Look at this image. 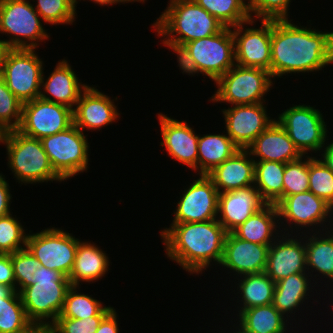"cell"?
I'll use <instances>...</instances> for the list:
<instances>
[{"label": "cell", "instance_id": "obj_1", "mask_svg": "<svg viewBox=\"0 0 333 333\" xmlns=\"http://www.w3.org/2000/svg\"><path fill=\"white\" fill-rule=\"evenodd\" d=\"M291 20H271L270 73L316 72L333 63V32L297 26Z\"/></svg>", "mask_w": 333, "mask_h": 333}, {"label": "cell", "instance_id": "obj_2", "mask_svg": "<svg viewBox=\"0 0 333 333\" xmlns=\"http://www.w3.org/2000/svg\"><path fill=\"white\" fill-rule=\"evenodd\" d=\"M217 219L195 223H171L161 230L166 255L183 270L197 274L206 270L212 261L219 264L223 258L227 235Z\"/></svg>", "mask_w": 333, "mask_h": 333}, {"label": "cell", "instance_id": "obj_3", "mask_svg": "<svg viewBox=\"0 0 333 333\" xmlns=\"http://www.w3.org/2000/svg\"><path fill=\"white\" fill-rule=\"evenodd\" d=\"M152 25L157 36L184 45L221 32L225 26L194 0H170Z\"/></svg>", "mask_w": 333, "mask_h": 333}, {"label": "cell", "instance_id": "obj_4", "mask_svg": "<svg viewBox=\"0 0 333 333\" xmlns=\"http://www.w3.org/2000/svg\"><path fill=\"white\" fill-rule=\"evenodd\" d=\"M70 287L69 278L62 273L40 266L33 273L30 286L19 292L29 321L40 326H51L63 309Z\"/></svg>", "mask_w": 333, "mask_h": 333}, {"label": "cell", "instance_id": "obj_5", "mask_svg": "<svg viewBox=\"0 0 333 333\" xmlns=\"http://www.w3.org/2000/svg\"><path fill=\"white\" fill-rule=\"evenodd\" d=\"M8 155V168L21 184L63 181L54 171L40 139L20 131H8L3 143Z\"/></svg>", "mask_w": 333, "mask_h": 333}, {"label": "cell", "instance_id": "obj_6", "mask_svg": "<svg viewBox=\"0 0 333 333\" xmlns=\"http://www.w3.org/2000/svg\"><path fill=\"white\" fill-rule=\"evenodd\" d=\"M271 73L261 68L234 65L215 83L212 102L231 105L265 103L264 96L273 87Z\"/></svg>", "mask_w": 333, "mask_h": 333}, {"label": "cell", "instance_id": "obj_7", "mask_svg": "<svg viewBox=\"0 0 333 333\" xmlns=\"http://www.w3.org/2000/svg\"><path fill=\"white\" fill-rule=\"evenodd\" d=\"M28 0H0V33L12 37L4 40L12 49H35L38 42L50 37L43 20Z\"/></svg>", "mask_w": 333, "mask_h": 333}, {"label": "cell", "instance_id": "obj_8", "mask_svg": "<svg viewBox=\"0 0 333 333\" xmlns=\"http://www.w3.org/2000/svg\"><path fill=\"white\" fill-rule=\"evenodd\" d=\"M87 135L74 124L65 131L40 139L55 173L63 180L87 171Z\"/></svg>", "mask_w": 333, "mask_h": 333}, {"label": "cell", "instance_id": "obj_9", "mask_svg": "<svg viewBox=\"0 0 333 333\" xmlns=\"http://www.w3.org/2000/svg\"><path fill=\"white\" fill-rule=\"evenodd\" d=\"M80 240L69 232L55 227L29 233L26 248L48 269L57 270L69 277L75 262Z\"/></svg>", "mask_w": 333, "mask_h": 333}, {"label": "cell", "instance_id": "obj_10", "mask_svg": "<svg viewBox=\"0 0 333 333\" xmlns=\"http://www.w3.org/2000/svg\"><path fill=\"white\" fill-rule=\"evenodd\" d=\"M276 121L303 155L310 151L320 153L328 140L327 125L321 111L310 105L289 107L278 115Z\"/></svg>", "mask_w": 333, "mask_h": 333}, {"label": "cell", "instance_id": "obj_11", "mask_svg": "<svg viewBox=\"0 0 333 333\" xmlns=\"http://www.w3.org/2000/svg\"><path fill=\"white\" fill-rule=\"evenodd\" d=\"M35 52V49H12L1 75L23 104L40 97L44 62Z\"/></svg>", "mask_w": 333, "mask_h": 333}, {"label": "cell", "instance_id": "obj_12", "mask_svg": "<svg viewBox=\"0 0 333 333\" xmlns=\"http://www.w3.org/2000/svg\"><path fill=\"white\" fill-rule=\"evenodd\" d=\"M195 60L199 73L216 82L235 63V42L231 27L212 36L184 44Z\"/></svg>", "mask_w": 333, "mask_h": 333}, {"label": "cell", "instance_id": "obj_13", "mask_svg": "<svg viewBox=\"0 0 333 333\" xmlns=\"http://www.w3.org/2000/svg\"><path fill=\"white\" fill-rule=\"evenodd\" d=\"M277 210H278V217L279 222L283 225V221L285 222V225L287 226V223L289 224L290 228L288 227L283 228L281 233L284 231L286 232L288 230H291V228L294 225V230H291L290 232L293 234V231L296 229H299L301 231V228H306L307 231H312L316 233L320 232L322 228L321 225L325 224L327 221L330 224L331 218V208L332 206L328 204L324 199L317 197L315 194H313L311 191H306L303 193L293 194L290 196L283 197L277 204H276ZM328 217L330 219H328ZM283 220V221H282ZM326 222V223H325ZM291 223V225H290ZM315 228L317 226V228ZM298 227V228H297ZM311 228V229H310ZM314 229V230H313ZM318 230V231H317Z\"/></svg>", "mask_w": 333, "mask_h": 333}, {"label": "cell", "instance_id": "obj_14", "mask_svg": "<svg viewBox=\"0 0 333 333\" xmlns=\"http://www.w3.org/2000/svg\"><path fill=\"white\" fill-rule=\"evenodd\" d=\"M73 125V109L39 98L22 106V119L18 131L41 139L65 131Z\"/></svg>", "mask_w": 333, "mask_h": 333}, {"label": "cell", "instance_id": "obj_15", "mask_svg": "<svg viewBox=\"0 0 333 333\" xmlns=\"http://www.w3.org/2000/svg\"><path fill=\"white\" fill-rule=\"evenodd\" d=\"M254 21L252 18L231 27L235 42V63L242 67L261 68L270 72L271 20L262 19L261 28L244 27L246 24L252 25Z\"/></svg>", "mask_w": 333, "mask_h": 333}, {"label": "cell", "instance_id": "obj_16", "mask_svg": "<svg viewBox=\"0 0 333 333\" xmlns=\"http://www.w3.org/2000/svg\"><path fill=\"white\" fill-rule=\"evenodd\" d=\"M218 195L213 181L207 175H199L180 196L172 223H195L217 219Z\"/></svg>", "mask_w": 333, "mask_h": 333}, {"label": "cell", "instance_id": "obj_17", "mask_svg": "<svg viewBox=\"0 0 333 333\" xmlns=\"http://www.w3.org/2000/svg\"><path fill=\"white\" fill-rule=\"evenodd\" d=\"M264 103L233 105L221 109L226 134L240 148L246 149L273 121Z\"/></svg>", "mask_w": 333, "mask_h": 333}, {"label": "cell", "instance_id": "obj_18", "mask_svg": "<svg viewBox=\"0 0 333 333\" xmlns=\"http://www.w3.org/2000/svg\"><path fill=\"white\" fill-rule=\"evenodd\" d=\"M302 241L304 237L296 235L295 238L284 232L270 245L264 272L275 283L289 275L307 272L305 242Z\"/></svg>", "mask_w": 333, "mask_h": 333}, {"label": "cell", "instance_id": "obj_19", "mask_svg": "<svg viewBox=\"0 0 333 333\" xmlns=\"http://www.w3.org/2000/svg\"><path fill=\"white\" fill-rule=\"evenodd\" d=\"M164 146L169 156L198 172V139L186 121H179L158 113Z\"/></svg>", "mask_w": 333, "mask_h": 333}, {"label": "cell", "instance_id": "obj_20", "mask_svg": "<svg viewBox=\"0 0 333 333\" xmlns=\"http://www.w3.org/2000/svg\"><path fill=\"white\" fill-rule=\"evenodd\" d=\"M269 247L239 239L232 232H228L220 265L229 268V273L237 274L238 279L239 275L262 273L266 268Z\"/></svg>", "mask_w": 333, "mask_h": 333}, {"label": "cell", "instance_id": "obj_21", "mask_svg": "<svg viewBox=\"0 0 333 333\" xmlns=\"http://www.w3.org/2000/svg\"><path fill=\"white\" fill-rule=\"evenodd\" d=\"M117 109L108 95L88 86L73 108V124L82 132L85 128L87 131L98 130L118 119Z\"/></svg>", "mask_w": 333, "mask_h": 333}, {"label": "cell", "instance_id": "obj_22", "mask_svg": "<svg viewBox=\"0 0 333 333\" xmlns=\"http://www.w3.org/2000/svg\"><path fill=\"white\" fill-rule=\"evenodd\" d=\"M265 205L254 185L222 192L218 195L217 220L227 232H232Z\"/></svg>", "mask_w": 333, "mask_h": 333}, {"label": "cell", "instance_id": "obj_23", "mask_svg": "<svg viewBox=\"0 0 333 333\" xmlns=\"http://www.w3.org/2000/svg\"><path fill=\"white\" fill-rule=\"evenodd\" d=\"M254 161L292 162L304 155L283 127L273 121L247 148ZM258 157V160H257Z\"/></svg>", "mask_w": 333, "mask_h": 333}, {"label": "cell", "instance_id": "obj_24", "mask_svg": "<svg viewBox=\"0 0 333 333\" xmlns=\"http://www.w3.org/2000/svg\"><path fill=\"white\" fill-rule=\"evenodd\" d=\"M78 79L67 60L58 61L47 79L42 75L41 88H43L40 92V98L73 109L81 93L89 86L80 83Z\"/></svg>", "mask_w": 333, "mask_h": 333}, {"label": "cell", "instance_id": "obj_25", "mask_svg": "<svg viewBox=\"0 0 333 333\" xmlns=\"http://www.w3.org/2000/svg\"><path fill=\"white\" fill-rule=\"evenodd\" d=\"M250 157L246 149H239L207 174L219 193L254 185L255 161Z\"/></svg>", "mask_w": 333, "mask_h": 333}, {"label": "cell", "instance_id": "obj_26", "mask_svg": "<svg viewBox=\"0 0 333 333\" xmlns=\"http://www.w3.org/2000/svg\"><path fill=\"white\" fill-rule=\"evenodd\" d=\"M278 221L279 217L276 205L266 204L244 223L235 228L232 233L239 239L270 246L281 234L279 233L281 225Z\"/></svg>", "mask_w": 333, "mask_h": 333}, {"label": "cell", "instance_id": "obj_27", "mask_svg": "<svg viewBox=\"0 0 333 333\" xmlns=\"http://www.w3.org/2000/svg\"><path fill=\"white\" fill-rule=\"evenodd\" d=\"M109 264L108 256L98 245L80 241L69 281L74 286H79L81 282H96L107 273Z\"/></svg>", "mask_w": 333, "mask_h": 333}, {"label": "cell", "instance_id": "obj_28", "mask_svg": "<svg viewBox=\"0 0 333 333\" xmlns=\"http://www.w3.org/2000/svg\"><path fill=\"white\" fill-rule=\"evenodd\" d=\"M309 277L311 276L308 272H301L289 275L275 283L272 304L284 317L286 315L288 320L291 319L288 314L295 315L296 309L299 310L303 302L305 303V300L308 299L310 289L313 292V288H310L312 279Z\"/></svg>", "mask_w": 333, "mask_h": 333}, {"label": "cell", "instance_id": "obj_29", "mask_svg": "<svg viewBox=\"0 0 333 333\" xmlns=\"http://www.w3.org/2000/svg\"><path fill=\"white\" fill-rule=\"evenodd\" d=\"M303 232L301 233L305 239L306 267L308 273L312 278L313 272H318L319 274L316 273L314 275L315 279L321 274L322 277L329 278L333 282V235L328 230L323 233L325 235L320 234V232L319 234L318 232L317 234H315L316 232H312L313 235H311V232H307L306 234L310 236H306Z\"/></svg>", "mask_w": 333, "mask_h": 333}, {"label": "cell", "instance_id": "obj_30", "mask_svg": "<svg viewBox=\"0 0 333 333\" xmlns=\"http://www.w3.org/2000/svg\"><path fill=\"white\" fill-rule=\"evenodd\" d=\"M240 148L227 134H206L198 139V174L207 175Z\"/></svg>", "mask_w": 333, "mask_h": 333}, {"label": "cell", "instance_id": "obj_31", "mask_svg": "<svg viewBox=\"0 0 333 333\" xmlns=\"http://www.w3.org/2000/svg\"><path fill=\"white\" fill-rule=\"evenodd\" d=\"M238 312L237 327L245 333H286L288 329V319L273 304L238 310Z\"/></svg>", "mask_w": 333, "mask_h": 333}, {"label": "cell", "instance_id": "obj_32", "mask_svg": "<svg viewBox=\"0 0 333 333\" xmlns=\"http://www.w3.org/2000/svg\"><path fill=\"white\" fill-rule=\"evenodd\" d=\"M286 163L255 161L254 187L266 204H277L283 198V174Z\"/></svg>", "mask_w": 333, "mask_h": 333}, {"label": "cell", "instance_id": "obj_33", "mask_svg": "<svg viewBox=\"0 0 333 333\" xmlns=\"http://www.w3.org/2000/svg\"><path fill=\"white\" fill-rule=\"evenodd\" d=\"M239 277L241 279L237 282H240L236 284L239 285L237 287L239 292L236 294H240V304H242V306H237L239 310L273 303L275 282L265 272Z\"/></svg>", "mask_w": 333, "mask_h": 333}, {"label": "cell", "instance_id": "obj_34", "mask_svg": "<svg viewBox=\"0 0 333 333\" xmlns=\"http://www.w3.org/2000/svg\"><path fill=\"white\" fill-rule=\"evenodd\" d=\"M225 27H234L251 19L246 0H194ZM248 1V0H247Z\"/></svg>", "mask_w": 333, "mask_h": 333}, {"label": "cell", "instance_id": "obj_35", "mask_svg": "<svg viewBox=\"0 0 333 333\" xmlns=\"http://www.w3.org/2000/svg\"><path fill=\"white\" fill-rule=\"evenodd\" d=\"M30 324L17 291H14L8 298H1L0 333H17L26 329Z\"/></svg>", "mask_w": 333, "mask_h": 333}, {"label": "cell", "instance_id": "obj_36", "mask_svg": "<svg viewBox=\"0 0 333 333\" xmlns=\"http://www.w3.org/2000/svg\"><path fill=\"white\" fill-rule=\"evenodd\" d=\"M79 287L71 285L64 300L63 309L58 317L83 319L97 316L106 306L91 295L78 293Z\"/></svg>", "mask_w": 333, "mask_h": 333}, {"label": "cell", "instance_id": "obj_37", "mask_svg": "<svg viewBox=\"0 0 333 333\" xmlns=\"http://www.w3.org/2000/svg\"><path fill=\"white\" fill-rule=\"evenodd\" d=\"M34 9L43 22L51 25L71 24L75 21L76 4L72 0H36Z\"/></svg>", "mask_w": 333, "mask_h": 333}, {"label": "cell", "instance_id": "obj_38", "mask_svg": "<svg viewBox=\"0 0 333 333\" xmlns=\"http://www.w3.org/2000/svg\"><path fill=\"white\" fill-rule=\"evenodd\" d=\"M309 191L333 206V172L314 155L309 156Z\"/></svg>", "mask_w": 333, "mask_h": 333}, {"label": "cell", "instance_id": "obj_39", "mask_svg": "<svg viewBox=\"0 0 333 333\" xmlns=\"http://www.w3.org/2000/svg\"><path fill=\"white\" fill-rule=\"evenodd\" d=\"M306 191H309V156L304 155L303 158L285 164L283 197Z\"/></svg>", "mask_w": 333, "mask_h": 333}, {"label": "cell", "instance_id": "obj_40", "mask_svg": "<svg viewBox=\"0 0 333 333\" xmlns=\"http://www.w3.org/2000/svg\"><path fill=\"white\" fill-rule=\"evenodd\" d=\"M12 214L0 217V253L12 254L26 248L27 235L20 221ZM22 244V245H21Z\"/></svg>", "mask_w": 333, "mask_h": 333}, {"label": "cell", "instance_id": "obj_41", "mask_svg": "<svg viewBox=\"0 0 333 333\" xmlns=\"http://www.w3.org/2000/svg\"><path fill=\"white\" fill-rule=\"evenodd\" d=\"M23 103L10 91L0 75V123L8 130H16L22 119Z\"/></svg>", "mask_w": 333, "mask_h": 333}, {"label": "cell", "instance_id": "obj_42", "mask_svg": "<svg viewBox=\"0 0 333 333\" xmlns=\"http://www.w3.org/2000/svg\"><path fill=\"white\" fill-rule=\"evenodd\" d=\"M11 260L16 281V291L19 293L23 288L30 286L31 277L41 266V263L27 248L12 253Z\"/></svg>", "mask_w": 333, "mask_h": 333}, {"label": "cell", "instance_id": "obj_43", "mask_svg": "<svg viewBox=\"0 0 333 333\" xmlns=\"http://www.w3.org/2000/svg\"><path fill=\"white\" fill-rule=\"evenodd\" d=\"M114 307L106 306L97 316L83 319H74L67 317H57L51 327L57 333H95L102 319Z\"/></svg>", "mask_w": 333, "mask_h": 333}, {"label": "cell", "instance_id": "obj_44", "mask_svg": "<svg viewBox=\"0 0 333 333\" xmlns=\"http://www.w3.org/2000/svg\"><path fill=\"white\" fill-rule=\"evenodd\" d=\"M248 7L252 19L283 20L288 19L291 0H249ZM255 13V14H252Z\"/></svg>", "mask_w": 333, "mask_h": 333}, {"label": "cell", "instance_id": "obj_45", "mask_svg": "<svg viewBox=\"0 0 333 333\" xmlns=\"http://www.w3.org/2000/svg\"><path fill=\"white\" fill-rule=\"evenodd\" d=\"M163 46L169 47V49L173 50L177 54V62L179 68L183 71L182 73H187L188 75L199 74L198 67L196 65L195 60L191 57L188 49L185 45L177 44L171 41H166L162 39Z\"/></svg>", "mask_w": 333, "mask_h": 333}, {"label": "cell", "instance_id": "obj_46", "mask_svg": "<svg viewBox=\"0 0 333 333\" xmlns=\"http://www.w3.org/2000/svg\"><path fill=\"white\" fill-rule=\"evenodd\" d=\"M0 284L12 287L16 291L11 254L0 253Z\"/></svg>", "mask_w": 333, "mask_h": 333}, {"label": "cell", "instance_id": "obj_47", "mask_svg": "<svg viewBox=\"0 0 333 333\" xmlns=\"http://www.w3.org/2000/svg\"><path fill=\"white\" fill-rule=\"evenodd\" d=\"M5 176L0 173V217L9 215L10 203H11V193L9 183L4 178Z\"/></svg>", "mask_w": 333, "mask_h": 333}, {"label": "cell", "instance_id": "obj_48", "mask_svg": "<svg viewBox=\"0 0 333 333\" xmlns=\"http://www.w3.org/2000/svg\"><path fill=\"white\" fill-rule=\"evenodd\" d=\"M118 315L113 308L101 321L95 333H119Z\"/></svg>", "mask_w": 333, "mask_h": 333}, {"label": "cell", "instance_id": "obj_49", "mask_svg": "<svg viewBox=\"0 0 333 333\" xmlns=\"http://www.w3.org/2000/svg\"><path fill=\"white\" fill-rule=\"evenodd\" d=\"M326 146H324L321 152H324L321 154V161L333 172V140L328 144L326 142Z\"/></svg>", "mask_w": 333, "mask_h": 333}, {"label": "cell", "instance_id": "obj_50", "mask_svg": "<svg viewBox=\"0 0 333 333\" xmlns=\"http://www.w3.org/2000/svg\"><path fill=\"white\" fill-rule=\"evenodd\" d=\"M12 48L3 40L0 39V75H2L6 58Z\"/></svg>", "mask_w": 333, "mask_h": 333}, {"label": "cell", "instance_id": "obj_51", "mask_svg": "<svg viewBox=\"0 0 333 333\" xmlns=\"http://www.w3.org/2000/svg\"><path fill=\"white\" fill-rule=\"evenodd\" d=\"M14 291L12 287L0 284V300L1 298H8Z\"/></svg>", "mask_w": 333, "mask_h": 333}, {"label": "cell", "instance_id": "obj_52", "mask_svg": "<svg viewBox=\"0 0 333 333\" xmlns=\"http://www.w3.org/2000/svg\"><path fill=\"white\" fill-rule=\"evenodd\" d=\"M34 333H57L51 326H40Z\"/></svg>", "mask_w": 333, "mask_h": 333}, {"label": "cell", "instance_id": "obj_53", "mask_svg": "<svg viewBox=\"0 0 333 333\" xmlns=\"http://www.w3.org/2000/svg\"><path fill=\"white\" fill-rule=\"evenodd\" d=\"M40 327V325L31 323L26 329L17 332V333H34L38 328Z\"/></svg>", "mask_w": 333, "mask_h": 333}, {"label": "cell", "instance_id": "obj_54", "mask_svg": "<svg viewBox=\"0 0 333 333\" xmlns=\"http://www.w3.org/2000/svg\"><path fill=\"white\" fill-rule=\"evenodd\" d=\"M8 130L0 123V144L4 143Z\"/></svg>", "mask_w": 333, "mask_h": 333}, {"label": "cell", "instance_id": "obj_55", "mask_svg": "<svg viewBox=\"0 0 333 333\" xmlns=\"http://www.w3.org/2000/svg\"><path fill=\"white\" fill-rule=\"evenodd\" d=\"M95 2V4H100L101 6L105 5H114L115 0H89Z\"/></svg>", "mask_w": 333, "mask_h": 333}, {"label": "cell", "instance_id": "obj_56", "mask_svg": "<svg viewBox=\"0 0 333 333\" xmlns=\"http://www.w3.org/2000/svg\"><path fill=\"white\" fill-rule=\"evenodd\" d=\"M145 1H146V0H115V3H116V4H117V3H119V4H120V3H123V4H124V3H129V2H130V3H132V2H139V3H140V2H143V3H144Z\"/></svg>", "mask_w": 333, "mask_h": 333}, {"label": "cell", "instance_id": "obj_57", "mask_svg": "<svg viewBox=\"0 0 333 333\" xmlns=\"http://www.w3.org/2000/svg\"><path fill=\"white\" fill-rule=\"evenodd\" d=\"M332 215H333V206H332V208H331V217H332ZM331 223L333 222V220L332 221H330ZM333 223H332V225L330 224V228H327V230L328 229H330V230H328L332 235H333Z\"/></svg>", "mask_w": 333, "mask_h": 333}, {"label": "cell", "instance_id": "obj_58", "mask_svg": "<svg viewBox=\"0 0 333 333\" xmlns=\"http://www.w3.org/2000/svg\"><path fill=\"white\" fill-rule=\"evenodd\" d=\"M238 328V329H237ZM236 329L238 330H236L235 332L233 331V333H245V332H243L239 327H237L236 326ZM229 333H232V332H229Z\"/></svg>", "mask_w": 333, "mask_h": 333}, {"label": "cell", "instance_id": "obj_59", "mask_svg": "<svg viewBox=\"0 0 333 333\" xmlns=\"http://www.w3.org/2000/svg\"><path fill=\"white\" fill-rule=\"evenodd\" d=\"M76 5H77V3L79 2L78 0H72Z\"/></svg>", "mask_w": 333, "mask_h": 333}]
</instances>
